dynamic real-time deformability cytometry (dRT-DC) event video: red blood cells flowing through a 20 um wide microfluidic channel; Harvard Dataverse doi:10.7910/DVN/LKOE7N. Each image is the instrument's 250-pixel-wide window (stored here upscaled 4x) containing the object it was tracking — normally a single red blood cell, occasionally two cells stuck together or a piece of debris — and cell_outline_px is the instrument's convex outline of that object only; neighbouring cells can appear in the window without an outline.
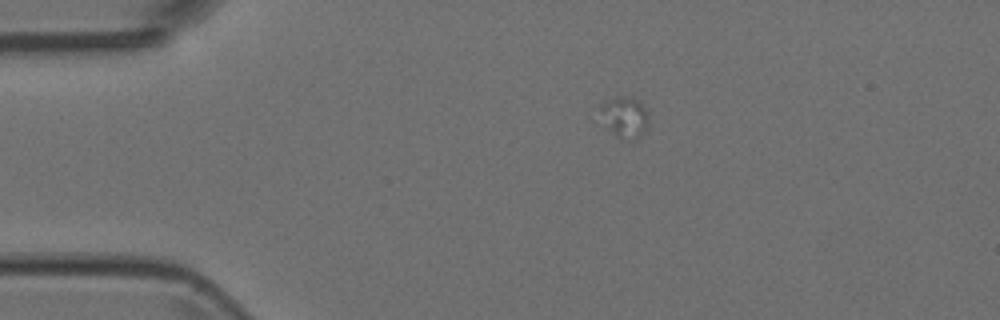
{"species": "Egyptian fruit bat (a non-hibernating species)", "species_latin": "Rousettus aegyptiacus", "temperature_condition": "room temperature", "stored_images_in_passage": 3, "camera_frame_rate_fps": 3000, "um_per_image_px": 0.085, "animal": {"sex": "female"}, "frame": {"image": 1, "passage_image": 1, "time_ms": 0.0, "image_size_px": [1000, 320], "cell_outline_px": [[648, 120], [644, 132], [636, 140], [616, 136], [600, 108], [600, 104], [616, 96], [624, 96], [636, 100], [648, 112]], "centroid_in_image_um": [53.16, 9.93], "position_along_channel_um": 31.8, "area_um2": 10.75}}